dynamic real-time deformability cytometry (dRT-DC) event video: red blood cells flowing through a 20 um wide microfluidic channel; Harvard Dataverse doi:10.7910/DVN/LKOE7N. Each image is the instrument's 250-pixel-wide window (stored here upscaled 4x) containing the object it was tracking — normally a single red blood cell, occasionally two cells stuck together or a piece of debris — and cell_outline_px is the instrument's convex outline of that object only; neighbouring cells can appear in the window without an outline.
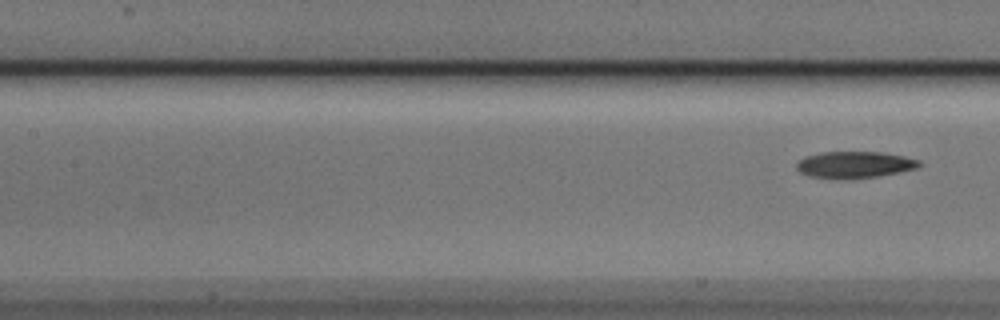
{"species": "Egyptian fruit bat (a non-hibernating species)", "species_latin": "Rousettus aegyptiacus", "temperature_condition": "cold", "stored_images_in_passage": 10, "segment_of_instrument_passage": [2, 2], "camera_frame_rate_fps": 3000, "um_per_image_px": 0.085, "animal": {"sex": "male"}, "frame": {"image": 1, "passage_image": 10, "time_ms": 3.0, "image_size_px": [1000, 320], "cell_outline_px": [[920, 164], [916, 168], [900, 172], [876, 176], [848, 180], [808, 176], [800, 172], [796, 168], [796, 160], [804, 156], [820, 152], [880, 152], [904, 156], [920, 160]], "centroid_in_image_um": [72.57, 14.0], "position_along_channel_um": 134.8, "area_um2": 19.25}}